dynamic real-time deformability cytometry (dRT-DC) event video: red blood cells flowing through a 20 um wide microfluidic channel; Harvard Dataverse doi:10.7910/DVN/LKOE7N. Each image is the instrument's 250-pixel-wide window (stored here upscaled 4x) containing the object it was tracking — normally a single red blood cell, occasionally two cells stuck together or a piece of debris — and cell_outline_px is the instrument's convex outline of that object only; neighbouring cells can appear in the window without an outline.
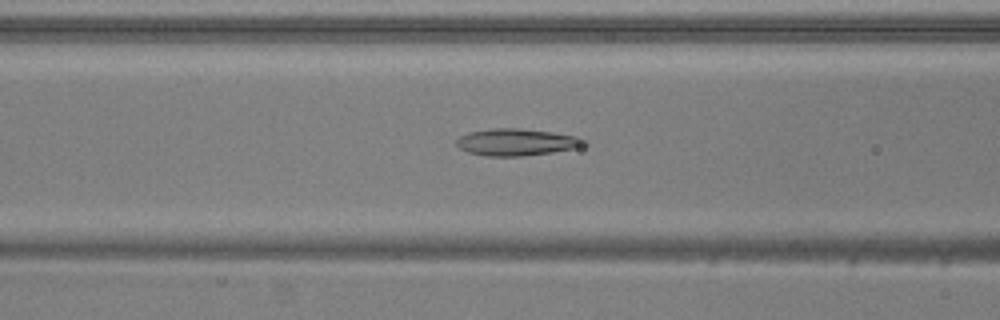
{"species": "common noctule bat (a hibernating species)", "species_latin": "Nyctalus noctula", "temperature_condition": "warm", "stored_images_in_passage": 48, "camera_frame_rate_fps": 3000, "um_per_image_px": 0.085, "animal": {"sex": "male", "body_mass_g": 20.5, "forearm_length_mm": 52.5}, "frame": {"image": 1, "passage_image": 16, "time_ms": 5.0, "image_size_px": [1000, 320], "cell_outline_px": [[588, 144], [572, 148], [552, 152], [520, 156], [484, 156], [468, 152], [460, 148], [456, 144], [456, 140], [460, 136], [468, 132], [492, 128], [520, 128], [552, 132], [576, 136], [588, 140]], "centroid_in_image_um": [43.89, 12.07], "position_along_channel_um": 122.7, "area_um2": 20.0}}
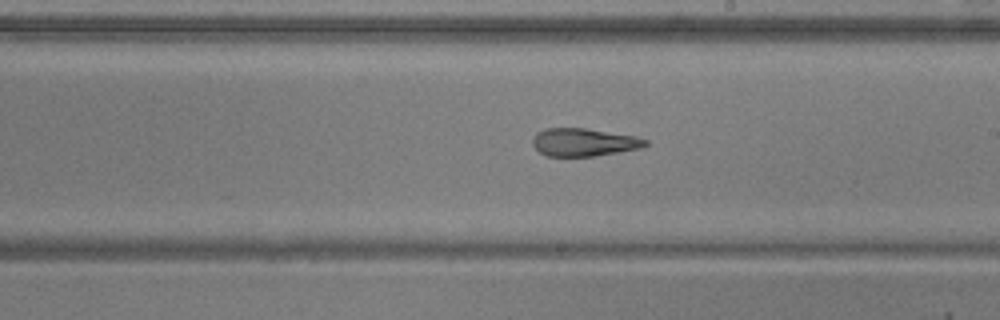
{"frame": {"image": 2, "passage_image": 25, "time_ms": 8.0, "image_size_px": [1000, 320], "cell_outline_px": [[648, 144], [640, 148], [596, 156], [544, 156], [532, 144], [532, 140], [536, 132], [544, 128], [584, 128], [636, 136], [648, 140]], "centroid_in_image_um": [49.61, 12.09], "position_along_channel_um": 239.4, "area_um2": 18.38}}
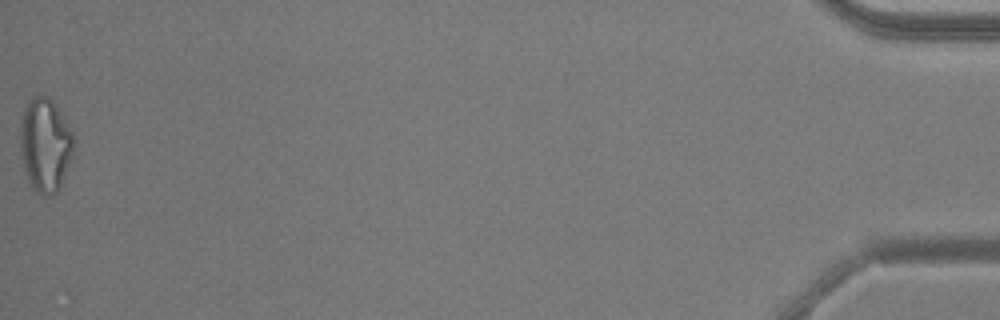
{"frame": {"image": 3, "passage_image": 48, "time_ms": 15.667, "image_size_px": [1000, 320], "cell_outline_px": [[76, 140], [72, 156], [60, 184], [56, 192], [48, 196], [44, 196], [36, 192], [32, 188], [28, 180], [24, 168], [20, 152], [20, 120], [24, 104], [28, 100], [36, 96], [48, 96], [56, 104], [72, 132]], "centroid_in_image_um": [3.82, 12.28], "position_along_channel_um": 431.4, "area_um2": 29.48}, "authors_computed_cell_mechanics": {"area_um2": 21.1548, "velocity_mm_per_s": 3.8913, "shape_relaxation_time_tau1_ms": null, "shape_relaxation_time_tau2_ms": 2.1724, "deformation_change_tau1": null, "deformation_change_tau2": 0.1103}}